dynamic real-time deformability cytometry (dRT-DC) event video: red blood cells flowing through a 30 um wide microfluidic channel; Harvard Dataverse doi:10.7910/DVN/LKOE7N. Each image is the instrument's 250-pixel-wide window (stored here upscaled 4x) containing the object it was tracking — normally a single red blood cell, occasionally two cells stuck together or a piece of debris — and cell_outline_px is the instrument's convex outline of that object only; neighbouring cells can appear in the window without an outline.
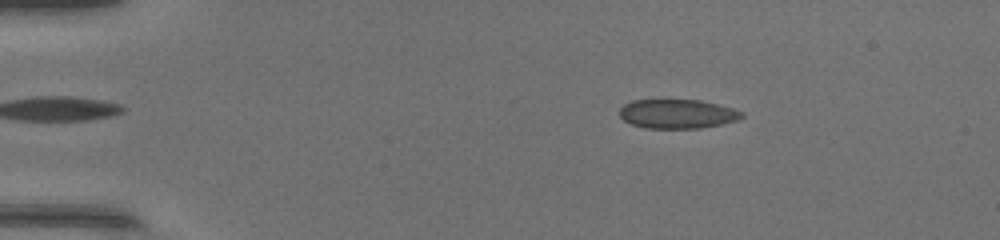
{"species": "common noctule bat (a hibernating species)", "species_latin": "Nyctalus noctula", "temperature_condition": "warm", "stored_images_in_passage": 47, "camera_frame_rate_fps": 3000, "um_per_image_px": 0.085, "animal": {"sex": "female", "body_mass_g": 17.0, "forearm_length_mm": 48.0}, "frame": {"image": 1, "passage_image": 8, "time_ms": 2.333, "image_size_px": [1000, 240], "cell_outline_px": [[744, 116], [736, 120], [720, 124], [700, 128], [644, 128], [632, 124], [624, 120], [620, 116], [620, 108], [624, 104], [632, 100], [700, 100], [732, 108], [744, 112]], "centroid_in_image_um": [57.56, 9.68], "position_along_channel_um": 27.4, "area_um2": 20.63}}
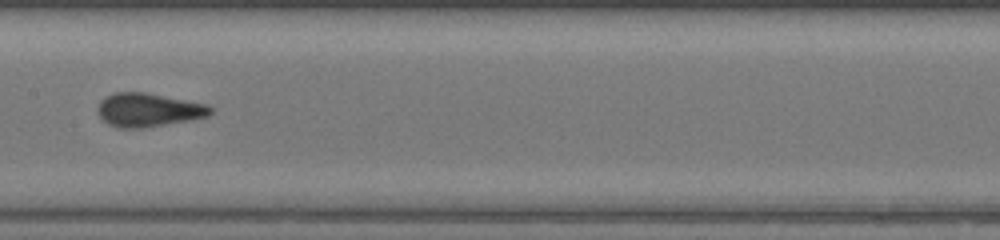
{"frame": {"image": 2, "passage_image": 25, "time_ms": 8.0, "image_size_px": [1000, 240], "cell_outline_px": [[212, 112], [208, 116], [192, 120], [140, 128], [116, 128], [108, 124], [100, 116], [100, 100], [104, 96], [112, 92], [144, 92], [208, 104], [212, 108]], "centroid_in_image_um": [12.63, 9.34], "position_along_channel_um": 194.8, "area_um2": 22.02}}
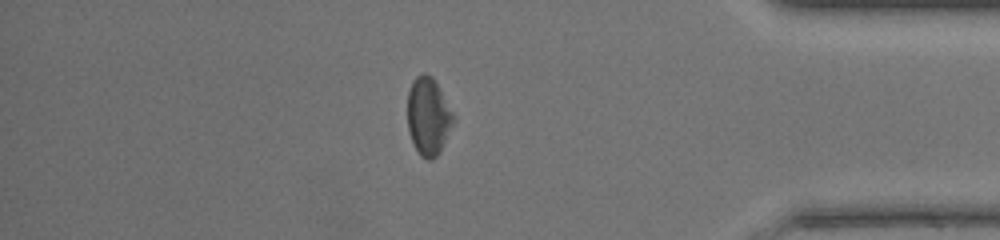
{"frame": {"image": 3, "passage_image": 41, "time_ms": 13.333, "image_size_px": [1000, 240], "cell_outline_px": [[456, 120], [440, 152], [432, 160], [428, 160], [420, 156], [412, 140], [408, 128], [408, 92], [412, 80], [416, 76], [424, 72], [432, 76], [452, 112]], "centroid_in_image_um": [36.41, 9.9], "position_along_channel_um": 398.8, "area_um2": 20.69}, "authors_computed_cell_mechanics": {"area_um2": 21.3282, "velocity_mm_per_s": 4.3659, "shape_relaxation_time_tau1_ms": 3.0124, "shape_relaxation_time_tau2_ms": 1.2653, "deformation_change_tau1": 0.1112, "deformation_change_tau2": 0.047}}